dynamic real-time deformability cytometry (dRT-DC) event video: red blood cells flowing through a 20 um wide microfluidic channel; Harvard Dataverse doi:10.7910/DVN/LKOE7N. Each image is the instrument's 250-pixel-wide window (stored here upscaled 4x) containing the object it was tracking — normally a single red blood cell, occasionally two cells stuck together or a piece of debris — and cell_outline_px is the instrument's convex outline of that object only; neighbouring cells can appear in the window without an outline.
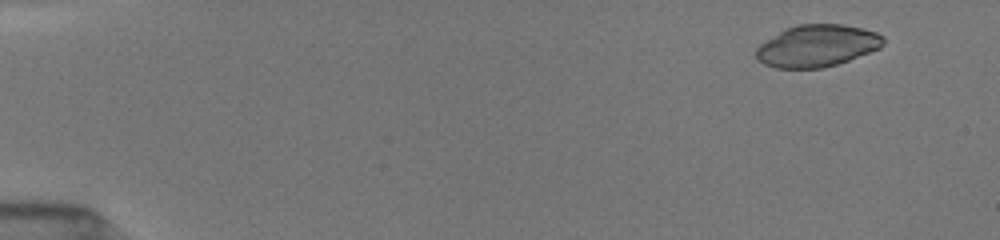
{"species": "common noctule bat (a hibernating species)", "species_latin": "Nyctalus noctula", "temperature_condition": "room temperature", "stored_images_in_passage": 11, "camera_frame_rate_fps": 3000, "um_per_image_px": 0.085, "animal": {"sex": "female", "body_mass_g": 19.5, "forearm_length_mm": 54.1}, "frame": {"image": 1, "passage_image": 1, "time_ms": 0.0, "image_size_px": [1000, 240], "cell_outline_px": [[884, 44], [880, 48], [848, 60], [836, 64], [820, 68], [776, 68], [764, 64], [756, 56], [756, 48], [760, 44], [780, 32], [796, 24], [844, 24], [864, 28], [876, 32], [884, 36]], "centroid_in_image_um": [69.48, 3.88], "position_along_channel_um": 15.5, "area_um2": 30.92}}